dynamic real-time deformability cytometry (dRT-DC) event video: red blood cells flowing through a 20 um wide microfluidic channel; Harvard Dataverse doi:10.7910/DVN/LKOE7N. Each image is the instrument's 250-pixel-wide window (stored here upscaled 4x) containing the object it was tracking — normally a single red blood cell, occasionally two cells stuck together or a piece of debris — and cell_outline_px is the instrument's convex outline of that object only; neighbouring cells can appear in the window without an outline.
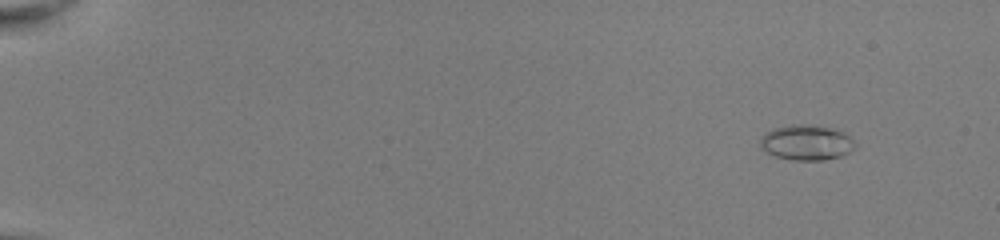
{"species": "common noctule bat (a hibernating species)", "species_latin": "Nyctalus noctula", "temperature_condition": "room temperature", "stored_images_in_passage": 53, "camera_frame_rate_fps": 3000, "um_per_image_px": 0.085, "animal": {"sex": "female", "body_mass_g": 22.0, "forearm_length_mm": 56.7}, "frame": {"image": 1, "passage_image": 6, "time_ms": 1.667, "image_size_px": [1000, 240], "cell_outline_px": [[856, 148], [840, 156], [824, 160], [792, 160], [776, 156], [760, 148], [760, 136], [772, 128], [792, 124], [804, 124], [832, 128], [844, 132], [856, 144]], "centroid_in_image_um": [68.53, 12.11], "position_along_channel_um": 16.5, "area_um2": 19.54}}
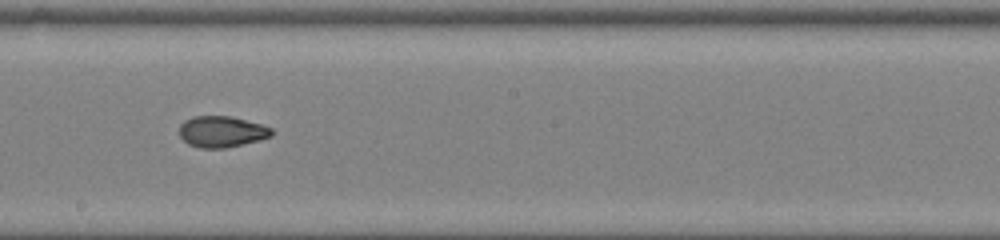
{"frame": {"image": 2, "passage_image": 33, "time_ms": 10.667, "image_size_px": [1000, 240], "cell_outline_px": [[276, 132], [272, 136], [260, 140], [224, 148], [200, 148], [188, 144], [180, 136], [180, 124], [184, 120], [192, 116], [232, 116], [260, 124], [272, 128]], "centroid_in_image_um": [18.86, 11.18], "position_along_channel_um": 229.3, "area_um2": 16.88}}
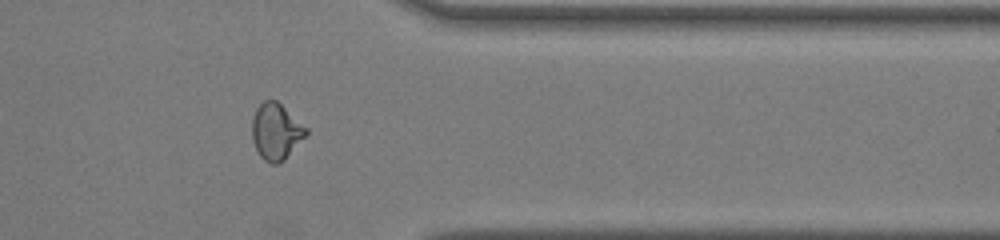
{"frame": {"image": 3, "passage_image": 45, "time_ms": 14.667, "image_size_px": [1000, 240], "cell_outline_px": [[308, 136], [284, 160], [276, 164], [272, 164], [264, 160], [260, 156], [252, 140], [252, 116], [256, 108], [264, 100], [276, 100], [308, 128]], "centroid_in_image_um": [23.48, 11.19], "position_along_channel_um": 387.9, "area_um2": 17.98}, "authors_computed_cell_mechanics": {"area_um2": 17.5712, "velocity_mm_per_s": 4.0744, "shape_relaxation_time_tau1_ms": 7.6363, "shape_relaxation_time_tau2_ms": 1.734, "deformation_change_tau1": 0.2219, "deformation_change_tau2": 0.0646}}